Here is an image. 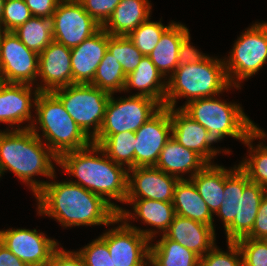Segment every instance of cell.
Returning a JSON list of instances; mask_svg holds the SVG:
<instances>
[{
	"instance_id": "20",
	"label": "cell",
	"mask_w": 267,
	"mask_h": 266,
	"mask_svg": "<svg viewBox=\"0 0 267 266\" xmlns=\"http://www.w3.org/2000/svg\"><path fill=\"white\" fill-rule=\"evenodd\" d=\"M109 34L101 28L71 49L72 84H90L107 51Z\"/></svg>"
},
{
	"instance_id": "42",
	"label": "cell",
	"mask_w": 267,
	"mask_h": 266,
	"mask_svg": "<svg viewBox=\"0 0 267 266\" xmlns=\"http://www.w3.org/2000/svg\"><path fill=\"white\" fill-rule=\"evenodd\" d=\"M207 56L198 51L195 46L190 43V33L182 40L179 47L178 66L189 63H199Z\"/></svg>"
},
{
	"instance_id": "45",
	"label": "cell",
	"mask_w": 267,
	"mask_h": 266,
	"mask_svg": "<svg viewBox=\"0 0 267 266\" xmlns=\"http://www.w3.org/2000/svg\"><path fill=\"white\" fill-rule=\"evenodd\" d=\"M0 266H27L0 242Z\"/></svg>"
},
{
	"instance_id": "1",
	"label": "cell",
	"mask_w": 267,
	"mask_h": 266,
	"mask_svg": "<svg viewBox=\"0 0 267 266\" xmlns=\"http://www.w3.org/2000/svg\"><path fill=\"white\" fill-rule=\"evenodd\" d=\"M35 197L39 216L53 217L63 227L121 223L117 210L106 199L70 180L47 182Z\"/></svg>"
},
{
	"instance_id": "35",
	"label": "cell",
	"mask_w": 267,
	"mask_h": 266,
	"mask_svg": "<svg viewBox=\"0 0 267 266\" xmlns=\"http://www.w3.org/2000/svg\"><path fill=\"white\" fill-rule=\"evenodd\" d=\"M149 20L144 21L127 36L143 56H148L154 50L163 33L174 23L172 21L164 26L161 21Z\"/></svg>"
},
{
	"instance_id": "19",
	"label": "cell",
	"mask_w": 267,
	"mask_h": 266,
	"mask_svg": "<svg viewBox=\"0 0 267 266\" xmlns=\"http://www.w3.org/2000/svg\"><path fill=\"white\" fill-rule=\"evenodd\" d=\"M172 123V137L185 148L199 154L208 164L220 150L211 147L216 143L210 133L198 122L189 117L181 108H169Z\"/></svg>"
},
{
	"instance_id": "10",
	"label": "cell",
	"mask_w": 267,
	"mask_h": 266,
	"mask_svg": "<svg viewBox=\"0 0 267 266\" xmlns=\"http://www.w3.org/2000/svg\"><path fill=\"white\" fill-rule=\"evenodd\" d=\"M163 106L156 100L131 95L115 100L110 96L104 119L98 134H117L136 132L145 122L153 117Z\"/></svg>"
},
{
	"instance_id": "33",
	"label": "cell",
	"mask_w": 267,
	"mask_h": 266,
	"mask_svg": "<svg viewBox=\"0 0 267 266\" xmlns=\"http://www.w3.org/2000/svg\"><path fill=\"white\" fill-rule=\"evenodd\" d=\"M125 82L126 75L121 64L106 51L90 84L114 95V92L123 91Z\"/></svg>"
},
{
	"instance_id": "40",
	"label": "cell",
	"mask_w": 267,
	"mask_h": 266,
	"mask_svg": "<svg viewBox=\"0 0 267 266\" xmlns=\"http://www.w3.org/2000/svg\"><path fill=\"white\" fill-rule=\"evenodd\" d=\"M121 0H83L84 10L101 26L114 12Z\"/></svg>"
},
{
	"instance_id": "18",
	"label": "cell",
	"mask_w": 267,
	"mask_h": 266,
	"mask_svg": "<svg viewBox=\"0 0 267 266\" xmlns=\"http://www.w3.org/2000/svg\"><path fill=\"white\" fill-rule=\"evenodd\" d=\"M33 85L6 83L0 89V122L9 124L12 130H22L31 128L34 119L31 114L32 106H35L36 99L40 91ZM34 96L32 97V95ZM34 98V99H31ZM34 104V105H33ZM31 121L28 126L19 127L24 121ZM14 124H18L14 128ZM19 127V128H18Z\"/></svg>"
},
{
	"instance_id": "2",
	"label": "cell",
	"mask_w": 267,
	"mask_h": 266,
	"mask_svg": "<svg viewBox=\"0 0 267 266\" xmlns=\"http://www.w3.org/2000/svg\"><path fill=\"white\" fill-rule=\"evenodd\" d=\"M58 166L78 178L71 182L100 195L117 211L120 207L110 200L125 203L128 193V169L114 163L97 144L91 143L86 148L63 153L59 157Z\"/></svg>"
},
{
	"instance_id": "49",
	"label": "cell",
	"mask_w": 267,
	"mask_h": 266,
	"mask_svg": "<svg viewBox=\"0 0 267 266\" xmlns=\"http://www.w3.org/2000/svg\"><path fill=\"white\" fill-rule=\"evenodd\" d=\"M3 33H4V30H3V28L0 26V42H1V39H2V36H3Z\"/></svg>"
},
{
	"instance_id": "21",
	"label": "cell",
	"mask_w": 267,
	"mask_h": 266,
	"mask_svg": "<svg viewBox=\"0 0 267 266\" xmlns=\"http://www.w3.org/2000/svg\"><path fill=\"white\" fill-rule=\"evenodd\" d=\"M164 235L192 250L199 257L207 254L216 245L215 228L179 215H175Z\"/></svg>"
},
{
	"instance_id": "6",
	"label": "cell",
	"mask_w": 267,
	"mask_h": 266,
	"mask_svg": "<svg viewBox=\"0 0 267 266\" xmlns=\"http://www.w3.org/2000/svg\"><path fill=\"white\" fill-rule=\"evenodd\" d=\"M35 107L37 117L33 122L36 124H32L31 130L39 134L41 127L46 145L58 158L65 152L83 149L92 143L53 92H40Z\"/></svg>"
},
{
	"instance_id": "29",
	"label": "cell",
	"mask_w": 267,
	"mask_h": 266,
	"mask_svg": "<svg viewBox=\"0 0 267 266\" xmlns=\"http://www.w3.org/2000/svg\"><path fill=\"white\" fill-rule=\"evenodd\" d=\"M190 180L203 198L211 213H217L224 197V167L207 164Z\"/></svg>"
},
{
	"instance_id": "32",
	"label": "cell",
	"mask_w": 267,
	"mask_h": 266,
	"mask_svg": "<svg viewBox=\"0 0 267 266\" xmlns=\"http://www.w3.org/2000/svg\"><path fill=\"white\" fill-rule=\"evenodd\" d=\"M267 134L257 127L243 142L250 149L249 158L241 161L238 165L248 176L251 182L261 185L267 190V146L259 143L257 147H253L252 143L255 139L264 140Z\"/></svg>"
},
{
	"instance_id": "47",
	"label": "cell",
	"mask_w": 267,
	"mask_h": 266,
	"mask_svg": "<svg viewBox=\"0 0 267 266\" xmlns=\"http://www.w3.org/2000/svg\"><path fill=\"white\" fill-rule=\"evenodd\" d=\"M6 84L5 79L0 71V89Z\"/></svg>"
},
{
	"instance_id": "9",
	"label": "cell",
	"mask_w": 267,
	"mask_h": 266,
	"mask_svg": "<svg viewBox=\"0 0 267 266\" xmlns=\"http://www.w3.org/2000/svg\"><path fill=\"white\" fill-rule=\"evenodd\" d=\"M228 57L224 58L228 80L240 89L239 83L256 74L267 61V22L255 23L242 32Z\"/></svg>"
},
{
	"instance_id": "3",
	"label": "cell",
	"mask_w": 267,
	"mask_h": 266,
	"mask_svg": "<svg viewBox=\"0 0 267 266\" xmlns=\"http://www.w3.org/2000/svg\"><path fill=\"white\" fill-rule=\"evenodd\" d=\"M0 131V174L12 171L33 191L34 196L44 187L47 181L33 180L36 175L55 179V166L59 158L43 144L40 134L31 128L22 130Z\"/></svg>"
},
{
	"instance_id": "41",
	"label": "cell",
	"mask_w": 267,
	"mask_h": 266,
	"mask_svg": "<svg viewBox=\"0 0 267 266\" xmlns=\"http://www.w3.org/2000/svg\"><path fill=\"white\" fill-rule=\"evenodd\" d=\"M244 238L267 240V192L263 196L251 232Z\"/></svg>"
},
{
	"instance_id": "15",
	"label": "cell",
	"mask_w": 267,
	"mask_h": 266,
	"mask_svg": "<svg viewBox=\"0 0 267 266\" xmlns=\"http://www.w3.org/2000/svg\"><path fill=\"white\" fill-rule=\"evenodd\" d=\"M36 229L0 230V242L27 266H48L58 243Z\"/></svg>"
},
{
	"instance_id": "22",
	"label": "cell",
	"mask_w": 267,
	"mask_h": 266,
	"mask_svg": "<svg viewBox=\"0 0 267 266\" xmlns=\"http://www.w3.org/2000/svg\"><path fill=\"white\" fill-rule=\"evenodd\" d=\"M207 164L199 154L185 148L171 137L161 150L155 167L182 180L186 179L183 178V173H190V179Z\"/></svg>"
},
{
	"instance_id": "5",
	"label": "cell",
	"mask_w": 267,
	"mask_h": 266,
	"mask_svg": "<svg viewBox=\"0 0 267 266\" xmlns=\"http://www.w3.org/2000/svg\"><path fill=\"white\" fill-rule=\"evenodd\" d=\"M232 86L228 80L224 59L207 55L199 63L178 66L168 78L165 107L175 108L181 97L191 100L218 96Z\"/></svg>"
},
{
	"instance_id": "7",
	"label": "cell",
	"mask_w": 267,
	"mask_h": 266,
	"mask_svg": "<svg viewBox=\"0 0 267 266\" xmlns=\"http://www.w3.org/2000/svg\"><path fill=\"white\" fill-rule=\"evenodd\" d=\"M180 108L200 123L216 142L225 136L244 142L257 128L239 104L227 103L215 96L191 100Z\"/></svg>"
},
{
	"instance_id": "13",
	"label": "cell",
	"mask_w": 267,
	"mask_h": 266,
	"mask_svg": "<svg viewBox=\"0 0 267 266\" xmlns=\"http://www.w3.org/2000/svg\"><path fill=\"white\" fill-rule=\"evenodd\" d=\"M53 40L67 48H74L98 32L102 26L85 10L81 3L60 1L53 13Z\"/></svg>"
},
{
	"instance_id": "37",
	"label": "cell",
	"mask_w": 267,
	"mask_h": 266,
	"mask_svg": "<svg viewBox=\"0 0 267 266\" xmlns=\"http://www.w3.org/2000/svg\"><path fill=\"white\" fill-rule=\"evenodd\" d=\"M32 16L24 0H7L4 3L0 26L4 31H14Z\"/></svg>"
},
{
	"instance_id": "43",
	"label": "cell",
	"mask_w": 267,
	"mask_h": 266,
	"mask_svg": "<svg viewBox=\"0 0 267 266\" xmlns=\"http://www.w3.org/2000/svg\"><path fill=\"white\" fill-rule=\"evenodd\" d=\"M48 266H85V263L78 251L73 252L57 248Z\"/></svg>"
},
{
	"instance_id": "4",
	"label": "cell",
	"mask_w": 267,
	"mask_h": 266,
	"mask_svg": "<svg viewBox=\"0 0 267 266\" xmlns=\"http://www.w3.org/2000/svg\"><path fill=\"white\" fill-rule=\"evenodd\" d=\"M266 192L261 185L251 182L239 166L224 168V200L216 215L224 223L227 242H236L251 232Z\"/></svg>"
},
{
	"instance_id": "17",
	"label": "cell",
	"mask_w": 267,
	"mask_h": 266,
	"mask_svg": "<svg viewBox=\"0 0 267 266\" xmlns=\"http://www.w3.org/2000/svg\"><path fill=\"white\" fill-rule=\"evenodd\" d=\"M42 79L36 87L40 92H52L72 85L71 49L52 41L40 54L38 75Z\"/></svg>"
},
{
	"instance_id": "38",
	"label": "cell",
	"mask_w": 267,
	"mask_h": 266,
	"mask_svg": "<svg viewBox=\"0 0 267 266\" xmlns=\"http://www.w3.org/2000/svg\"><path fill=\"white\" fill-rule=\"evenodd\" d=\"M236 243L242 253L243 266H267V240L241 238Z\"/></svg>"
},
{
	"instance_id": "16",
	"label": "cell",
	"mask_w": 267,
	"mask_h": 266,
	"mask_svg": "<svg viewBox=\"0 0 267 266\" xmlns=\"http://www.w3.org/2000/svg\"><path fill=\"white\" fill-rule=\"evenodd\" d=\"M126 199H152L172 202L174 188L179 178L155 166L129 168ZM132 173V175H131Z\"/></svg>"
},
{
	"instance_id": "39",
	"label": "cell",
	"mask_w": 267,
	"mask_h": 266,
	"mask_svg": "<svg viewBox=\"0 0 267 266\" xmlns=\"http://www.w3.org/2000/svg\"><path fill=\"white\" fill-rule=\"evenodd\" d=\"M78 253L82 256L85 266H115L107 243L101 237L84 246Z\"/></svg>"
},
{
	"instance_id": "11",
	"label": "cell",
	"mask_w": 267,
	"mask_h": 266,
	"mask_svg": "<svg viewBox=\"0 0 267 266\" xmlns=\"http://www.w3.org/2000/svg\"><path fill=\"white\" fill-rule=\"evenodd\" d=\"M109 229L100 237L107 243L115 266H148L149 247L155 234V229H139L128 221ZM154 230V231H153ZM151 241V242H150Z\"/></svg>"
},
{
	"instance_id": "8",
	"label": "cell",
	"mask_w": 267,
	"mask_h": 266,
	"mask_svg": "<svg viewBox=\"0 0 267 266\" xmlns=\"http://www.w3.org/2000/svg\"><path fill=\"white\" fill-rule=\"evenodd\" d=\"M52 92L80 129L93 139L99 133L111 94L91 84H72Z\"/></svg>"
},
{
	"instance_id": "36",
	"label": "cell",
	"mask_w": 267,
	"mask_h": 266,
	"mask_svg": "<svg viewBox=\"0 0 267 266\" xmlns=\"http://www.w3.org/2000/svg\"><path fill=\"white\" fill-rule=\"evenodd\" d=\"M228 251L224 252L215 245L207 254L200 257V266H243L240 247L236 242H227Z\"/></svg>"
},
{
	"instance_id": "12",
	"label": "cell",
	"mask_w": 267,
	"mask_h": 266,
	"mask_svg": "<svg viewBox=\"0 0 267 266\" xmlns=\"http://www.w3.org/2000/svg\"><path fill=\"white\" fill-rule=\"evenodd\" d=\"M39 54L28 49L13 31H4L0 42V71L6 83H35Z\"/></svg>"
},
{
	"instance_id": "46",
	"label": "cell",
	"mask_w": 267,
	"mask_h": 266,
	"mask_svg": "<svg viewBox=\"0 0 267 266\" xmlns=\"http://www.w3.org/2000/svg\"><path fill=\"white\" fill-rule=\"evenodd\" d=\"M4 3L5 0H0V22H1V17L3 15Z\"/></svg>"
},
{
	"instance_id": "24",
	"label": "cell",
	"mask_w": 267,
	"mask_h": 266,
	"mask_svg": "<svg viewBox=\"0 0 267 266\" xmlns=\"http://www.w3.org/2000/svg\"><path fill=\"white\" fill-rule=\"evenodd\" d=\"M149 0H121L102 28L113 36H128L150 19Z\"/></svg>"
},
{
	"instance_id": "14",
	"label": "cell",
	"mask_w": 267,
	"mask_h": 266,
	"mask_svg": "<svg viewBox=\"0 0 267 266\" xmlns=\"http://www.w3.org/2000/svg\"><path fill=\"white\" fill-rule=\"evenodd\" d=\"M134 168L155 166L172 137L169 107H162L135 132Z\"/></svg>"
},
{
	"instance_id": "48",
	"label": "cell",
	"mask_w": 267,
	"mask_h": 266,
	"mask_svg": "<svg viewBox=\"0 0 267 266\" xmlns=\"http://www.w3.org/2000/svg\"><path fill=\"white\" fill-rule=\"evenodd\" d=\"M63 2H75V3H81L83 0H60Z\"/></svg>"
},
{
	"instance_id": "25",
	"label": "cell",
	"mask_w": 267,
	"mask_h": 266,
	"mask_svg": "<svg viewBox=\"0 0 267 266\" xmlns=\"http://www.w3.org/2000/svg\"><path fill=\"white\" fill-rule=\"evenodd\" d=\"M125 203L133 206V214L122 207L117 211L121 220L127 221L140 217L142 223L151 225L163 234L168 230L176 213L172 202L156 201L152 199H126Z\"/></svg>"
},
{
	"instance_id": "30",
	"label": "cell",
	"mask_w": 267,
	"mask_h": 266,
	"mask_svg": "<svg viewBox=\"0 0 267 266\" xmlns=\"http://www.w3.org/2000/svg\"><path fill=\"white\" fill-rule=\"evenodd\" d=\"M54 16H32L13 33L30 50L40 54L52 41L54 34Z\"/></svg>"
},
{
	"instance_id": "23",
	"label": "cell",
	"mask_w": 267,
	"mask_h": 266,
	"mask_svg": "<svg viewBox=\"0 0 267 266\" xmlns=\"http://www.w3.org/2000/svg\"><path fill=\"white\" fill-rule=\"evenodd\" d=\"M156 68L149 56H143L136 69L126 76L123 91L136 88L140 90L135 95L145 96L158 101L165 107V96L167 92V81ZM163 79V81H162Z\"/></svg>"
},
{
	"instance_id": "34",
	"label": "cell",
	"mask_w": 267,
	"mask_h": 266,
	"mask_svg": "<svg viewBox=\"0 0 267 266\" xmlns=\"http://www.w3.org/2000/svg\"><path fill=\"white\" fill-rule=\"evenodd\" d=\"M107 51L118 60L126 76L136 69L143 57L127 36L109 34Z\"/></svg>"
},
{
	"instance_id": "44",
	"label": "cell",
	"mask_w": 267,
	"mask_h": 266,
	"mask_svg": "<svg viewBox=\"0 0 267 266\" xmlns=\"http://www.w3.org/2000/svg\"><path fill=\"white\" fill-rule=\"evenodd\" d=\"M33 16H51L60 0H24Z\"/></svg>"
},
{
	"instance_id": "26",
	"label": "cell",
	"mask_w": 267,
	"mask_h": 266,
	"mask_svg": "<svg viewBox=\"0 0 267 266\" xmlns=\"http://www.w3.org/2000/svg\"><path fill=\"white\" fill-rule=\"evenodd\" d=\"M172 204L176 215L215 227L213 214L190 179L176 183Z\"/></svg>"
},
{
	"instance_id": "27",
	"label": "cell",
	"mask_w": 267,
	"mask_h": 266,
	"mask_svg": "<svg viewBox=\"0 0 267 266\" xmlns=\"http://www.w3.org/2000/svg\"><path fill=\"white\" fill-rule=\"evenodd\" d=\"M188 34L189 29L185 25L174 22L148 55L164 77L168 76L167 74H170V77L178 67L179 47Z\"/></svg>"
},
{
	"instance_id": "31",
	"label": "cell",
	"mask_w": 267,
	"mask_h": 266,
	"mask_svg": "<svg viewBox=\"0 0 267 266\" xmlns=\"http://www.w3.org/2000/svg\"><path fill=\"white\" fill-rule=\"evenodd\" d=\"M135 133L120 132L117 134H97L92 143L97 144L114 162L134 168Z\"/></svg>"
},
{
	"instance_id": "28",
	"label": "cell",
	"mask_w": 267,
	"mask_h": 266,
	"mask_svg": "<svg viewBox=\"0 0 267 266\" xmlns=\"http://www.w3.org/2000/svg\"><path fill=\"white\" fill-rule=\"evenodd\" d=\"M149 264L152 266H200V257L164 234L156 244H149Z\"/></svg>"
}]
</instances>
